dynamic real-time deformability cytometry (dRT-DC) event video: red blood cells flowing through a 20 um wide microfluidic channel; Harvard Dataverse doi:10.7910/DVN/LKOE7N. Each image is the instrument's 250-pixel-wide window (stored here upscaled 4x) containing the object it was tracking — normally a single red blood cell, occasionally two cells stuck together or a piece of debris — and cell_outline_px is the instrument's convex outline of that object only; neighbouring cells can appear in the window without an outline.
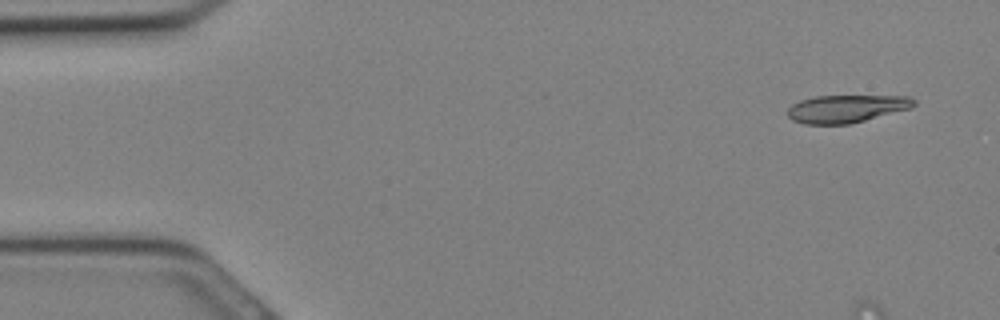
{"species": "Egyptian fruit bat (a non-hibernating species)", "species_latin": "Rousettus aegyptiacus", "temperature_condition": "cold", "stored_images_in_passage": 5, "camera_frame_rate_fps": 3000, "um_per_image_px": 0.085, "animal": {"sex": "female"}, "frame": {"image": 1, "passage_image": 2, "time_ms": 0.333, "image_size_px": [1000, 320], "cell_outline_px": [[916, 104], [912, 108], [848, 124], [804, 124], [792, 120], [788, 116], [788, 108], [792, 104], [800, 100], [816, 96], [912, 96], [916, 100]], "centroid_in_image_um": [71.96, 9.23], "position_along_channel_um": 13.0, "area_um2": 20.4}}